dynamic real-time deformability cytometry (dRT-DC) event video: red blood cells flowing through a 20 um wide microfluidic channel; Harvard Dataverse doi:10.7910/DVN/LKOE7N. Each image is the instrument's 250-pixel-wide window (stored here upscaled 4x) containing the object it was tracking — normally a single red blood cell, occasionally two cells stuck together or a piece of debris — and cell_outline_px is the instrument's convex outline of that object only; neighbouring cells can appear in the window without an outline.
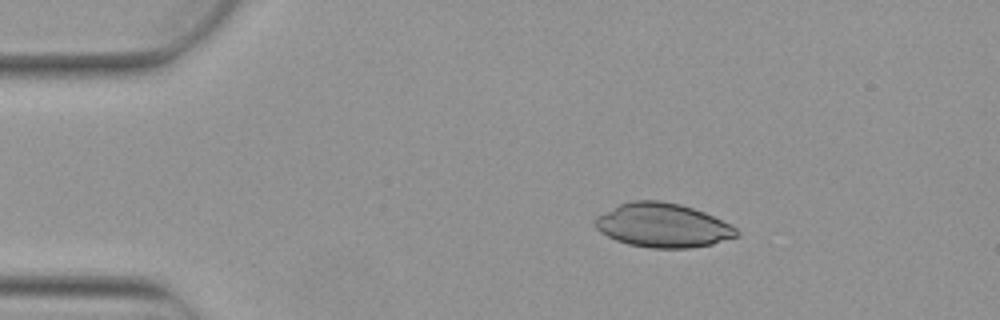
{"species": "Egyptian fruit bat (a non-hibernating species)", "species_latin": "Rousettus aegyptiacus", "temperature_condition": "warm", "stored_images_in_passage": 2, "camera_frame_rate_fps": 3000, "um_per_image_px": 0.085, "animal": {"sex": "female"}, "frame": {"image": 1, "passage_image": 1, "time_ms": 0.0, "image_size_px": [1000, 320], "cell_outline_px": [[740, 236], [712, 244], [688, 248], [652, 248], [628, 244], [616, 240], [600, 232], [596, 228], [596, 216], [620, 204], [632, 200], [660, 200], [680, 204], [704, 212], [736, 228], [740, 232]], "centroid_in_image_um": [56.34, 19.15], "position_along_channel_um": 28.7, "area_um2": 36.13}}